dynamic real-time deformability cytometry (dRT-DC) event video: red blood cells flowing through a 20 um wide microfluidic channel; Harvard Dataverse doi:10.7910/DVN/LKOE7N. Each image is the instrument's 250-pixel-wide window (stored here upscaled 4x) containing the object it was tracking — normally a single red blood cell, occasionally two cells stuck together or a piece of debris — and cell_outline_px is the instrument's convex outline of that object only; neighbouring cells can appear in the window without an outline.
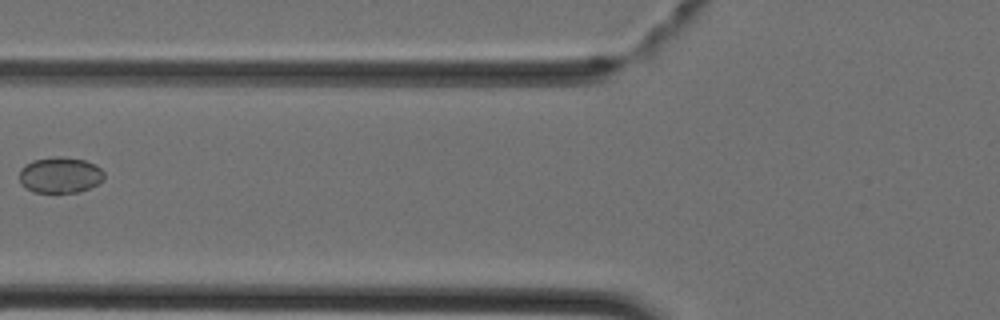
{"species": "Egyptian fruit bat (a non-hibernating species)", "species_latin": "Rousettus aegyptiacus", "temperature_condition": "cold", "stored_images_in_passage": 4, "camera_frame_rate_fps": 3000, "um_per_image_px": 0.085, "animal": {"sex": "female"}, "frame": {"image": 1, "passage_image": 4, "time_ms": 1.0, "image_size_px": [1000, 320], "cell_outline_px": [[104, 180], [80, 192], [32, 192], [24, 188], [20, 184], [20, 168], [32, 160], [56, 156], [84, 160], [100, 168], [104, 172]], "centroid_in_image_um": [5.07, 14.89], "position_along_channel_um": 120.7, "area_um2": 17.74}}